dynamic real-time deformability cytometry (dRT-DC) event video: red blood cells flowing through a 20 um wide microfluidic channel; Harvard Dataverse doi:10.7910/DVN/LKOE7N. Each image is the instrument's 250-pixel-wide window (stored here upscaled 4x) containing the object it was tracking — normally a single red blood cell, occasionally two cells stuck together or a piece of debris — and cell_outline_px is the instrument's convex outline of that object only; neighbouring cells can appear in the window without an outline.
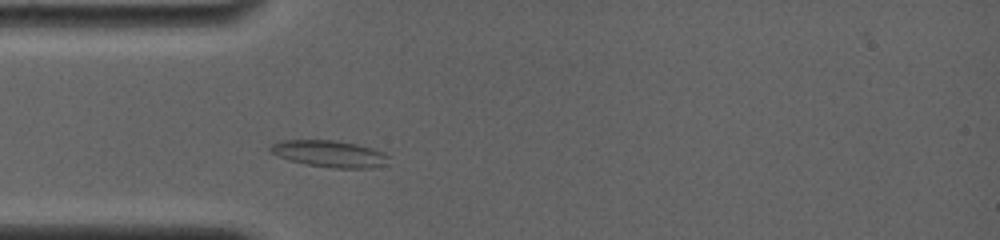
{"species": "common noctule bat (a hibernating species)", "species_latin": "Nyctalus noctula", "temperature_condition": "room temperature", "stored_images_in_passage": 2, "camera_frame_rate_fps": 4000, "um_per_image_px": 0.085, "animal": {"sex": "female", "body_mass_g": 19.0, "forearm_length_mm": 56.7}, "frame": {"image": 1, "passage_image": 2, "time_ms": 1.25, "image_size_px": [1000, 240], "cell_outline_px": [[388, 156], [384, 164], [372, 168], [332, 168], [304, 164], [288, 160], [276, 156], [268, 152], [268, 148], [272, 144], [280, 140], [336, 140], [356, 144], [372, 148], [384, 152]], "centroid_in_image_um": [27.92, 13.07], "position_along_channel_um": 57.1, "area_um2": 18.55}}